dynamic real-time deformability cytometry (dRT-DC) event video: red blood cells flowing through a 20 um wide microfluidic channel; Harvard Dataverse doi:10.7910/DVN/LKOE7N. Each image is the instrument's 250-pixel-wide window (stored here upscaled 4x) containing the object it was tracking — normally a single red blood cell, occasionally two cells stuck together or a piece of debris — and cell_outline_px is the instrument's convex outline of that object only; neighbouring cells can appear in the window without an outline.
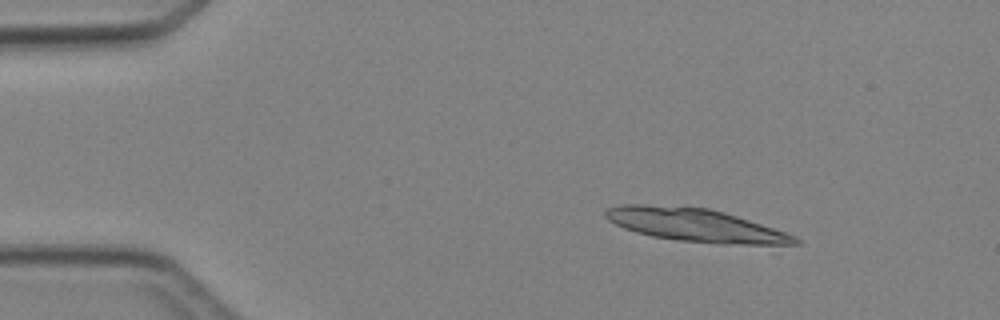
{"species": "Egyptian fruit bat (a non-hibernating species)", "species_latin": "Rousettus aegyptiacus", "temperature_condition": "cold", "stored_images_in_passage": 4, "camera_frame_rate_fps": 3000, "um_per_image_px": 0.085, "animal": {"sex": "female"}, "frame": {"image": 1, "passage_image": 2, "time_ms": 2.0, "image_size_px": [1000, 320], "cell_outline_px": [[800, 244], [720, 244], [676, 240], [652, 236], [636, 232], [624, 228], [608, 220], [604, 216], [604, 212], [608, 208], [620, 204], [644, 204], [708, 208], [724, 212], [796, 236], [800, 240]], "centroid_in_image_um": [59.06, 19.13], "position_along_channel_um": 25.9, "area_um2": 36.18}}